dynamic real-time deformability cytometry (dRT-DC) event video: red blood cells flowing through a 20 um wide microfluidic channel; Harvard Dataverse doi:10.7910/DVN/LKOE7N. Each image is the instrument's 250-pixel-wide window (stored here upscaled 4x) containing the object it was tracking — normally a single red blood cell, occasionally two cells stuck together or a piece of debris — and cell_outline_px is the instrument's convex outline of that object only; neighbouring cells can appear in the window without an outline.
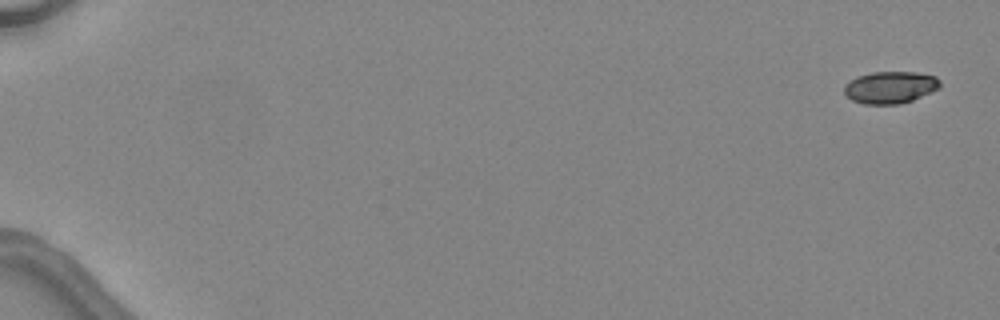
{"species": "common noctule bat (a hibernating species)", "species_latin": "Nyctalus noctula", "temperature_condition": "warm", "stored_images_in_passage": 4, "camera_frame_rate_fps": 3000, "um_per_image_px": 0.085, "animal": {"sex": "female", "body_mass_g": 24.6, "forearm_length_mm": 56.2}, "frame": {"image": 1, "passage_image": 1, "time_ms": 0.0, "image_size_px": [1000, 320], "cell_outline_px": [[940, 88], [912, 100], [900, 104], [864, 104], [852, 100], [844, 92], [844, 84], [856, 76], [872, 72], [916, 72], [936, 76], [940, 80]], "centroid_in_image_um": [75.67, 7.42], "position_along_channel_um": 9.3, "area_um2": 17.98}}